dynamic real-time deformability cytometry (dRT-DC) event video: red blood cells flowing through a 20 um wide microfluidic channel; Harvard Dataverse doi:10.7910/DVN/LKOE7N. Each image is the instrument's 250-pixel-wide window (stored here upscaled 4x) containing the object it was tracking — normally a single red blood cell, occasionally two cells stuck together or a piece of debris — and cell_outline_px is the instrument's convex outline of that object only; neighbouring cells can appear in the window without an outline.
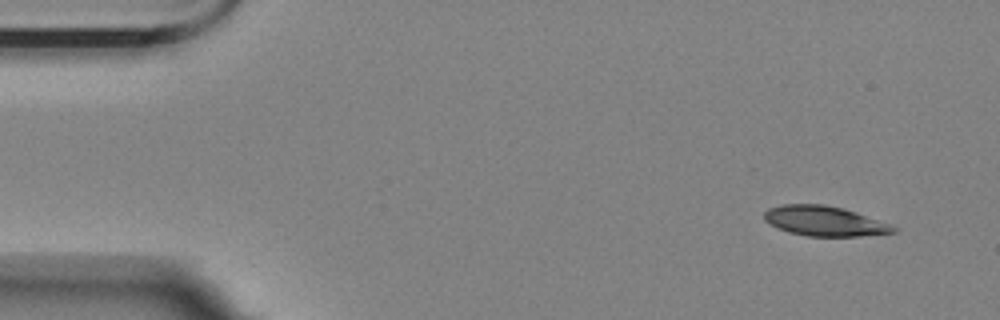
{"species": "Egyptian fruit bat (a non-hibernating species)", "species_latin": "Rousettus aegyptiacus", "temperature_condition": "room temperature", "stored_images_in_passage": 5, "camera_frame_rate_fps": 3000, "um_per_image_px": 0.085, "animal": {"sex": "female"}, "frame": {"image": 1, "passage_image": 1, "time_ms": 0.0, "image_size_px": [1000, 320], "cell_outline_px": [[900, 228], [896, 232], [860, 236], [808, 236], [788, 232], [764, 220], [764, 212], [768, 208], [780, 204], [824, 204], [844, 208], [856, 212]], "centroid_in_image_um": [70.08, 18.78], "position_along_channel_um": 14.9, "area_um2": 22.48}}
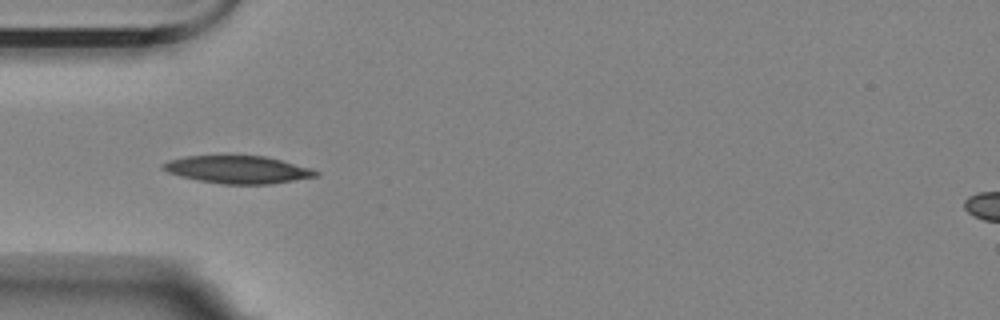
{"frame": {"image": 2, "passage_image": 4, "time_ms": 4.333, "image_size_px": [1000, 320], "cell_outline_px": [[320, 176], [272, 184], [220, 184], [180, 176], [168, 172], [160, 168], [160, 164], [168, 160], [188, 156], [264, 156], [312, 168], [320, 172]], "centroid_in_image_um": [20.23, 14.42], "position_along_channel_um": 64.8, "area_um2": 24.62}}
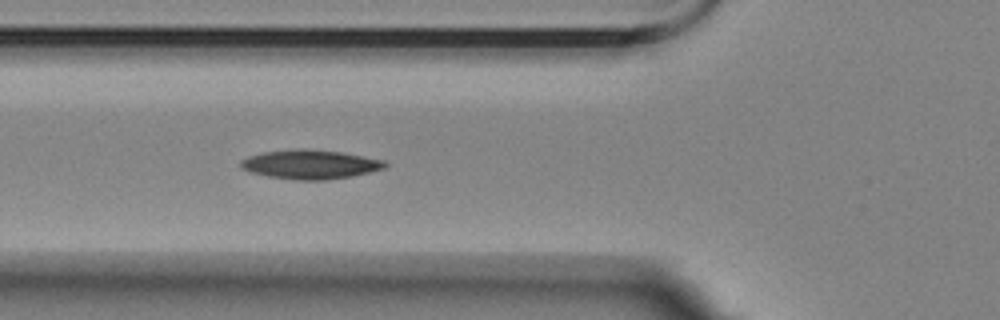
{"frame": {"image": 3, "passage_image": 5, "time_ms": 5.333, "image_size_px": [1000, 320], "cell_outline_px": [[388, 164], [384, 168], [352, 176], [324, 180], [296, 180], [268, 176], [248, 172], [240, 168], [240, 160], [248, 156], [264, 152], [300, 148], [340, 152], [384, 160]], "centroid_in_image_um": [26.32, 13.98], "position_along_channel_um": 99.5, "area_um2": 24.39}}